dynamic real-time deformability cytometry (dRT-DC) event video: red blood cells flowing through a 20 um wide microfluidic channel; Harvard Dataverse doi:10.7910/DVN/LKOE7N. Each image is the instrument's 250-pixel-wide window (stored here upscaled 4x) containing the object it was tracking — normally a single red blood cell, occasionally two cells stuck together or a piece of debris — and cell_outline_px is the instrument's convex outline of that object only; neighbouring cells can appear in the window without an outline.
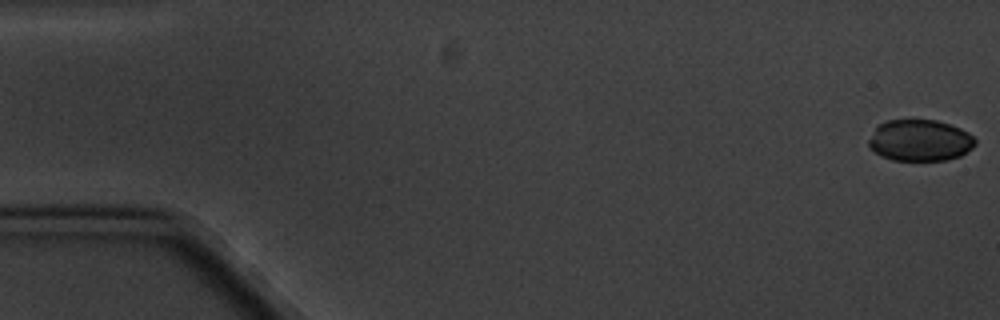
{"species": "common noctule bat (a hibernating species)", "species_latin": "Nyctalus noctula", "temperature_condition": "cold", "stored_images_in_passage": 10, "camera_frame_rate_fps": 3000, "um_per_image_px": 0.085, "animal": {"sex": "male", "body_mass_g": 20.1, "forearm_length_mm": 53.5}, "frame": {"image": 1, "passage_image": 1, "time_ms": 0.0, "image_size_px": [1000, 320], "cell_outline_px": [[976, 144], [972, 148], [960, 156], [948, 160], [892, 160], [880, 156], [868, 148], [868, 140], [876, 128], [880, 124], [888, 120], [936, 120], [960, 128], [968, 132], [976, 140]], "centroid_in_image_um": [78.18, 11.94], "position_along_channel_um": 6.8, "area_um2": 25.78}}
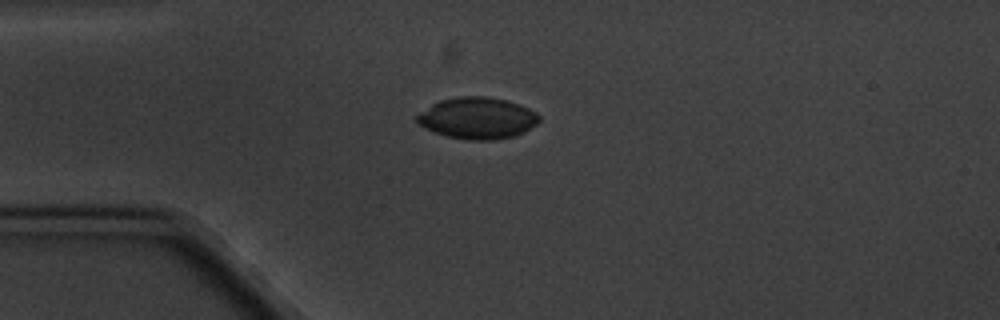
{"frame": {"image": 2, "passage_image": 5, "time_ms": 4.667, "image_size_px": [1000, 320], "cell_outline_px": [[540, 120], [536, 124], [524, 132], [516, 136], [496, 140], [468, 140], [448, 136], [424, 128], [416, 120], [416, 116], [420, 112], [432, 104], [440, 100], [460, 96], [484, 96], [504, 100], [520, 104], [536, 112], [540, 116]], "centroid_in_image_um": [40.6, 10.04], "position_along_channel_um": 44.4, "area_um2": 29.54}}